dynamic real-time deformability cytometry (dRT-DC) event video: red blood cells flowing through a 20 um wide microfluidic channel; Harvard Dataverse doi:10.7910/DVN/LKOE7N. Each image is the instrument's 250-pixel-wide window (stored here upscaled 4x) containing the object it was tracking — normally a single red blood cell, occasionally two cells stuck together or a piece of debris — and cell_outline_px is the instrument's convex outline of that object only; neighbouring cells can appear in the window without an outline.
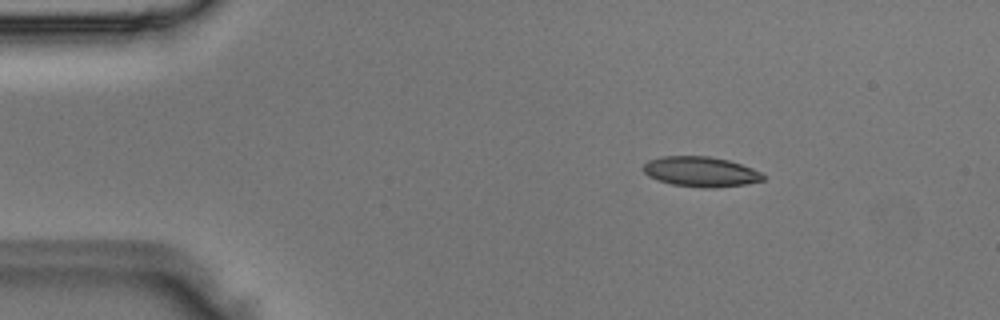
{"species": "Egyptian fruit bat (a non-hibernating species)", "species_latin": "Rousettus aegyptiacus", "temperature_condition": "room temperature", "stored_images_in_passage": 2, "camera_frame_rate_fps": 3000, "um_per_image_px": 0.085, "animal": {"sex": "male"}, "frame": {"image": 1, "passage_image": 2, "time_ms": 0.333, "image_size_px": [1000, 320], "cell_outline_px": [[764, 180], [744, 184], [716, 188], [704, 188], [672, 184], [656, 180], [648, 176], [644, 172], [644, 164], [648, 160], [660, 156], [712, 156], [728, 160], [752, 168], [760, 172], [764, 176]], "centroid_in_image_um": [59.54, 14.59], "position_along_channel_um": 25.5, "area_um2": 21.04}}